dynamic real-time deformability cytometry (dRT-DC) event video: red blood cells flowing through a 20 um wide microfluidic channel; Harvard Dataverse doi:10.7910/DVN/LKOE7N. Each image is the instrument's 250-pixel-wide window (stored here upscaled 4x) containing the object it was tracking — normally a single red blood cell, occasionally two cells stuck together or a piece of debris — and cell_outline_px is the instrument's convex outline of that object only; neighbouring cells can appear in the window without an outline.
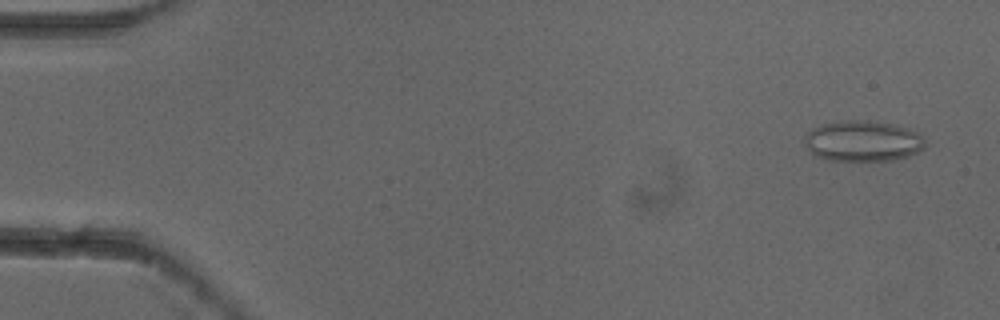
{"species": "common noctule bat (a hibernating species)", "species_latin": "Nyctalus noctula", "temperature_condition": "cold", "stored_images_in_passage": 3, "camera_frame_rate_fps": 3000, "um_per_image_px": 0.085, "animal": {"sex": "female"}, "frame": {"image": 1, "passage_image": 1, "time_ms": 0.0, "image_size_px": [1000, 320], "cell_outline_px": [[924, 148], [908, 156], [892, 160], [828, 160], [816, 156], [804, 144], [804, 136], [812, 128], [820, 124], [836, 120], [860, 120], [888, 124], [908, 128], [916, 132], [924, 140]], "centroid_in_image_um": [73.28, 11.98], "position_along_channel_um": 11.7, "area_um2": 28.44}}